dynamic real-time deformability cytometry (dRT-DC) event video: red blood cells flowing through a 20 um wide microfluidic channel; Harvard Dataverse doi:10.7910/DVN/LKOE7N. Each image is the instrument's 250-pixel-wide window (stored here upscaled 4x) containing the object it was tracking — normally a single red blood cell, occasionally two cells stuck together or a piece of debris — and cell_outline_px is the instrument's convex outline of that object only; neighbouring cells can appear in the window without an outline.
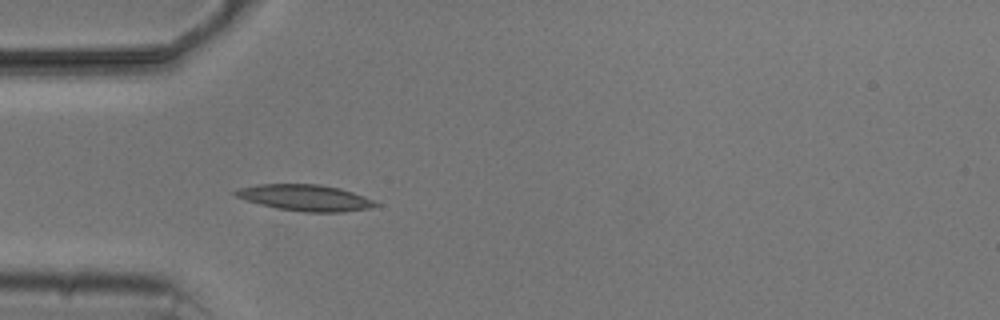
{"species": "common noctule bat (a hibernating species)", "species_latin": "Nyctalus noctula", "temperature_condition": "cold", "stored_images_in_passage": 4, "camera_frame_rate_fps": 3000, "um_per_image_px": 0.085, "animal": {"sex": "male", "body_mass_g": 20.5, "forearm_length_mm": 52.5}, "frame": {"image": 1, "passage_image": 4, "time_ms": 4.333, "image_size_px": [1000, 320], "cell_outline_px": [[380, 204], [368, 208], [344, 212], [304, 212], [276, 208], [260, 204], [236, 196], [232, 192], [240, 188], [260, 184], [320, 184], [340, 188], [364, 196]], "centroid_in_image_um": [25.95, 16.81], "position_along_channel_um": 59.0, "area_um2": 21.21}}